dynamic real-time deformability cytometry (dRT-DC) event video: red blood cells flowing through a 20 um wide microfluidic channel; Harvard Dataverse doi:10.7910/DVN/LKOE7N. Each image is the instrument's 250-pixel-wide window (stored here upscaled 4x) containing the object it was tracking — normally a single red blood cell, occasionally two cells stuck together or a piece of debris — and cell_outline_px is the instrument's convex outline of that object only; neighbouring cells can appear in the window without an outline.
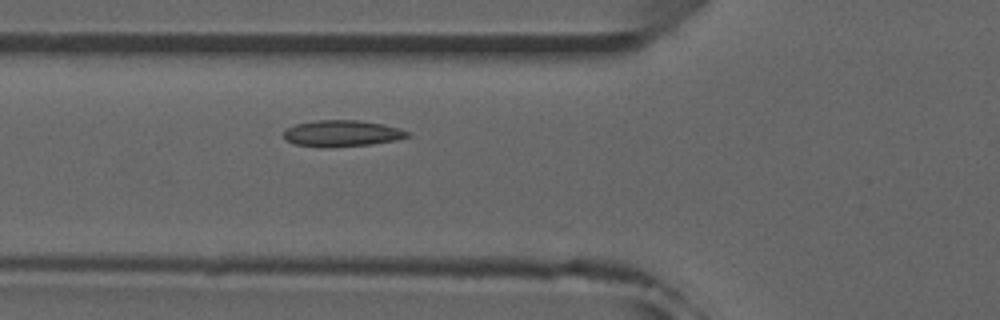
{"species": "common noctule bat (a hibernating species)", "species_latin": "Nyctalus noctula", "temperature_condition": "room temperature", "stored_images_in_passage": 8, "camera_frame_rate_fps": 3000, "um_per_image_px": 0.085, "animal": {"sex": "male", "forearm_length_mm": 52.5}, "frame": {"image": 1, "passage_image": 4, "time_ms": 1.0, "image_size_px": [1000, 320], "cell_outline_px": [[412, 136], [396, 140], [372, 144], [328, 148], [320, 148], [296, 144], [284, 140], [284, 132], [288, 128], [296, 124], [316, 120], [360, 120], [384, 124], [400, 128], [408, 132]], "centroid_in_image_um": [29.08, 11.35], "position_along_channel_um": 96.7, "area_um2": 19.25}}